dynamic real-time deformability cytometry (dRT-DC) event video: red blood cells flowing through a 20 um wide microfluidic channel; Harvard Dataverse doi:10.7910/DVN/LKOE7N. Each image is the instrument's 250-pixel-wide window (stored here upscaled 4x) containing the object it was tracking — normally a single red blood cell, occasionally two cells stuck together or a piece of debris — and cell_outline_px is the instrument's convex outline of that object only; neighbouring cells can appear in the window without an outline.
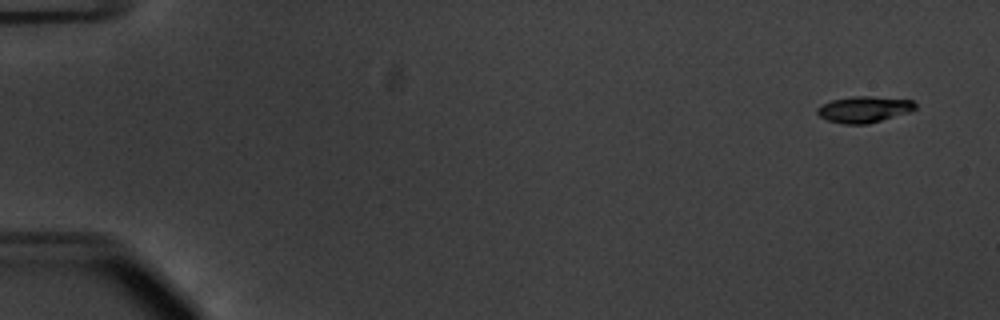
{"species": "common noctule bat (a hibernating species)", "species_latin": "Nyctalus noctula", "temperature_condition": "warm", "stored_images_in_passage": 55, "camera_frame_rate_fps": 3000, "um_per_image_px": 0.085, "animal": {"sex": "male", "body_mass_g": 20.1, "forearm_length_mm": 53.5}, "frame": {"image": 1, "passage_image": 3, "time_ms": 0.667, "image_size_px": [1000, 320], "cell_outline_px": [[916, 108], [908, 112], [868, 124], [844, 124], [828, 120], [820, 116], [816, 112], [816, 108], [820, 104], [832, 100], [852, 96], [868, 96], [912, 100], [916, 104]], "centroid_in_image_um": [73.4, 9.29], "position_along_channel_um": 11.6, "area_um2": 14.91}}
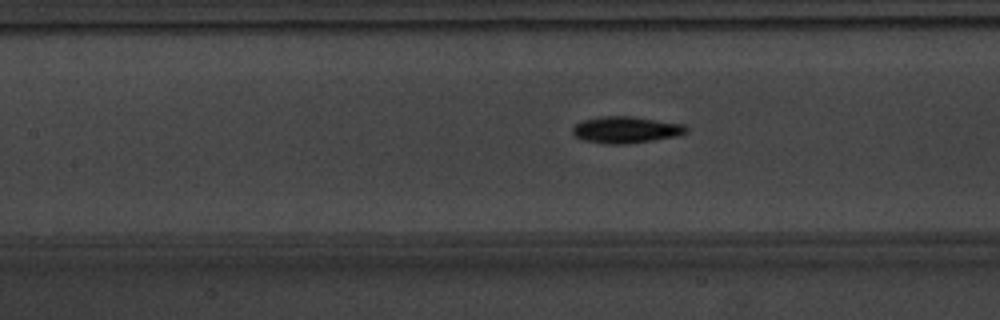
{"frame": {"image": 2, "passage_image": 26, "time_ms": 8.333, "image_size_px": [1000, 320], "cell_outline_px": [[688, 132], [680, 136], [628, 144], [604, 144], [584, 140], [576, 136], [572, 132], [572, 128], [576, 124], [584, 120], [600, 116], [632, 116], [684, 124], [688, 128]], "centroid_in_image_um": [53.25, 11.03], "position_along_channel_um": 154.2, "area_um2": 17.8}}
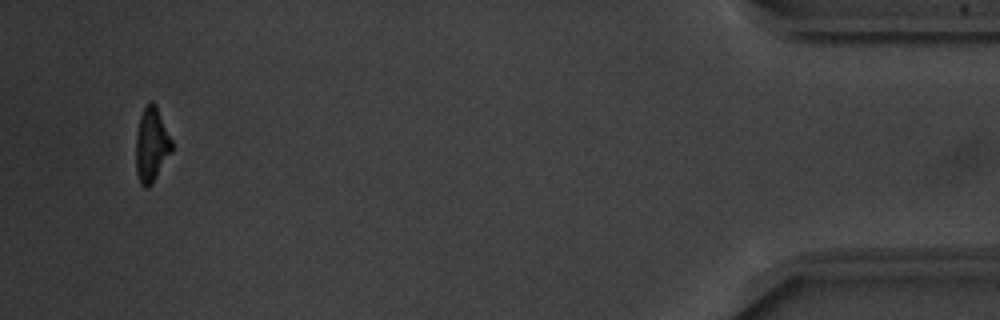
{"frame": {"image": 3, "passage_image": 53, "time_ms": 17.333, "image_size_px": [1000, 320], "cell_outline_px": [[172, 152], [152, 184], [144, 188], [140, 184], [136, 172], [136, 136], [140, 116], [148, 100], [152, 100], [156, 104], [172, 140]], "centroid_in_image_um": [12.88, 12.3], "position_along_channel_um": 422.3, "area_um2": 15.72}, "authors_computed_cell_mechanics": {"area_um2": 16.2996, "velocity_mm_per_s": 3.7681, "shape_relaxation_time_tau1_ms": 2.4146, "shape_relaxation_time_tau2_ms": 3.3205, "deformation_change_tau1": 0.1615, "deformation_change_tau2": 0.1026}}